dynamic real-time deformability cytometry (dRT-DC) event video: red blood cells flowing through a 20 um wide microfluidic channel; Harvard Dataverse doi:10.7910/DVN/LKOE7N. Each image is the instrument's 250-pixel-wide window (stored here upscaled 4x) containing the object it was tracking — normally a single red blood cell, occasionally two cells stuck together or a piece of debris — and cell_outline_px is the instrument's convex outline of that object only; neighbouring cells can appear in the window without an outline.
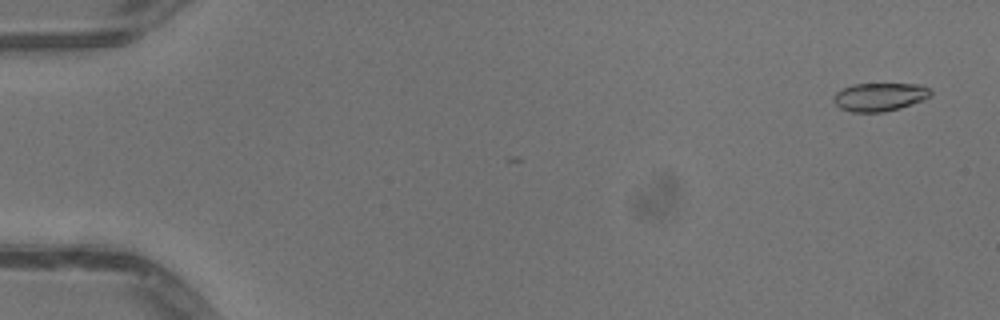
{"species": "common noctule bat (a hibernating species)", "species_latin": "Nyctalus noctula", "temperature_condition": "warm", "stored_images_in_passage": 7, "camera_frame_rate_fps": 3000, "um_per_image_px": 0.085, "animal": {"sex": "male", "body_mass_g": 13.3}, "frame": {"image": 1, "passage_image": 3, "time_ms": 0.667, "image_size_px": [1000, 320], "cell_outline_px": [[932, 96], [924, 100], [900, 108], [884, 112], [852, 112], [840, 108], [832, 100], [832, 96], [836, 92], [852, 84], [920, 84], [928, 88], [932, 92]], "centroid_in_image_um": [74.77, 8.24], "position_along_channel_um": 10.2, "area_um2": 16.13}}